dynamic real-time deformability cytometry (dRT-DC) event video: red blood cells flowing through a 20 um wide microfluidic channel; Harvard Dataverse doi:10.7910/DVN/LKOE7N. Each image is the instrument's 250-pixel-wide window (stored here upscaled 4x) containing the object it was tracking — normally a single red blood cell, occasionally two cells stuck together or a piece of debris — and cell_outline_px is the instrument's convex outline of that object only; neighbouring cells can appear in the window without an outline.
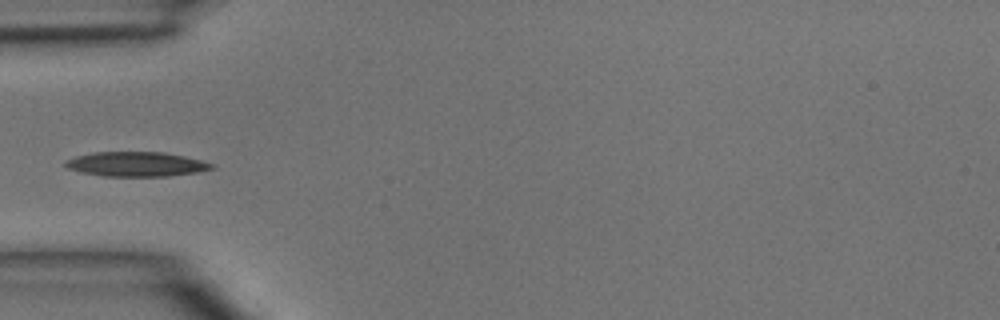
{"species": "common noctule bat (a hibernating species)", "species_latin": "Nyctalus noctula", "temperature_condition": "room temperature", "stored_images_in_passage": 4, "camera_frame_rate_fps": 3000, "um_per_image_px": 0.085, "animal": {"sex": "male", "body_mass_g": 15.6}, "frame": {"image": 1, "passage_image": 4, "time_ms": 3.333, "image_size_px": [1000, 320], "cell_outline_px": [[216, 168], [196, 172], [168, 176], [104, 176], [80, 172], [68, 168], [64, 164], [68, 160], [76, 156], [96, 152], [164, 152], [184, 156], [216, 164]], "centroid_in_image_um": [11.62, 13.95], "position_along_channel_um": 73.4, "area_um2": 20.87}}